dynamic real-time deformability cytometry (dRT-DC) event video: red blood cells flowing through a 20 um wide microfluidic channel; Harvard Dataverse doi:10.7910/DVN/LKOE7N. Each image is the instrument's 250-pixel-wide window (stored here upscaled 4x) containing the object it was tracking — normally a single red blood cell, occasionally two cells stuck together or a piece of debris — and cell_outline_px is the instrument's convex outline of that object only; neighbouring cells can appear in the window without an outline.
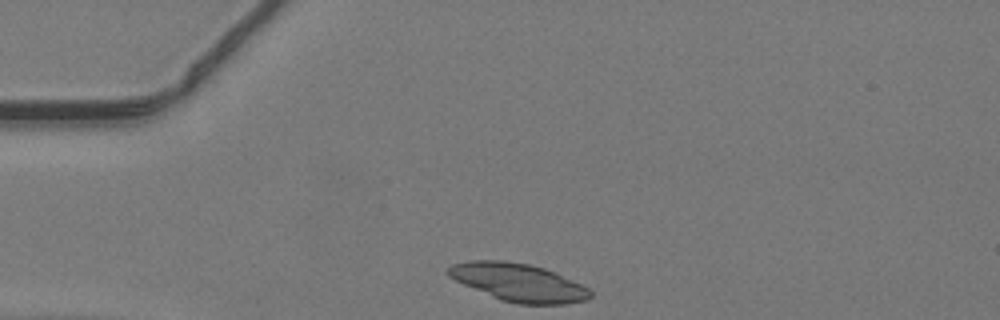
{"species": "common noctule bat (a hibernating species)", "species_latin": "Nyctalus noctula", "temperature_condition": "warm", "stored_images_in_passage": 37, "camera_frame_rate_fps": 3000, "um_per_image_px": 0.085, "animal": {"sex": "male", "body_mass_g": 19.2, "forearm_length_mm": 51.8}, "frame": {"image": 1, "passage_image": 1, "time_ms": 0.0, "image_size_px": [1000, 320], "cell_outline_px": [[592, 296], [588, 300], [568, 304], [516, 304], [500, 300], [464, 284], [448, 276], [448, 268], [452, 264], [468, 260], [504, 260], [528, 264], [544, 268], [556, 272], [588, 288], [592, 292]], "centroid_in_image_um": [44.09, 24.01], "position_along_channel_um": 40.9, "area_um2": 31.39}}